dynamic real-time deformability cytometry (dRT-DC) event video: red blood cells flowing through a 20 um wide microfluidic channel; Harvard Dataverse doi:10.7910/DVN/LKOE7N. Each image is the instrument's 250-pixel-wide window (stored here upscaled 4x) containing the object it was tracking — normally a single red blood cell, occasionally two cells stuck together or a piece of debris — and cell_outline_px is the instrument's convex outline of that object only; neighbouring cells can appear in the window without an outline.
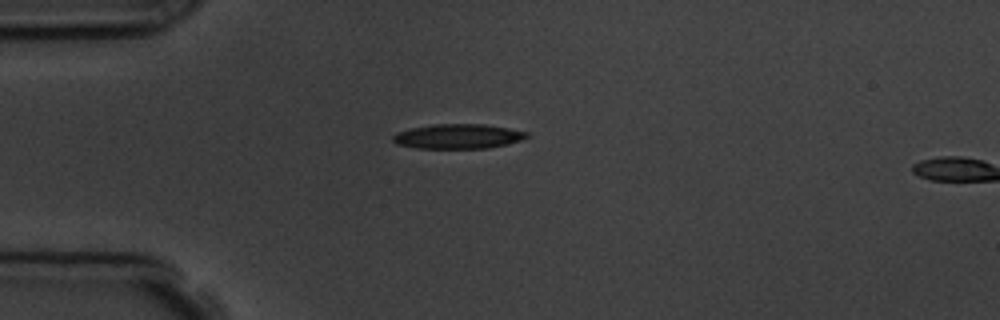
{"species": "common noctule bat (a hibernating species)", "species_latin": "Nyctalus noctula", "temperature_condition": "room temperature", "stored_images_in_passage": 2, "camera_frame_rate_fps": 3000, "um_per_image_px": 0.085, "animal": {"sex": "male", "body_mass_g": 19.5, "forearm_length_mm": 54.6}, "frame": {"image": 1, "passage_image": 1, "time_ms": 0.0, "image_size_px": [1000, 320], "cell_outline_px": [[528, 136], [524, 140], [508, 144], [488, 148], [416, 148], [396, 144], [392, 140], [392, 136], [396, 132], [412, 128], [432, 124], [484, 124], [508, 128], [528, 132]], "centroid_in_image_um": [38.94, 11.59], "position_along_channel_um": 46.1, "area_um2": 19.36}}